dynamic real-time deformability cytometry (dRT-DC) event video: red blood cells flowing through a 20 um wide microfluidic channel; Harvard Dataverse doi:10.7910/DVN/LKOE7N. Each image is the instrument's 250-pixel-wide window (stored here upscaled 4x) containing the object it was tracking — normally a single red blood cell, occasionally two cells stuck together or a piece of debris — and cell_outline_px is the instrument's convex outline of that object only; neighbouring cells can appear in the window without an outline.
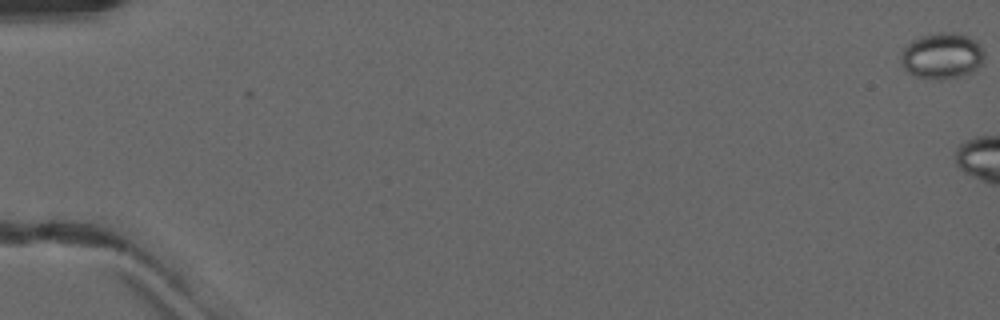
{"species": "common noctule bat (a hibernating species)", "species_latin": "Nyctalus noctula", "temperature_condition": "warm", "stored_images_in_passage": 2, "camera_frame_rate_fps": 3000, "um_per_image_px": 0.085, "animal": {"sex": "male", "forearm_length_mm": 52.5}, "frame": {"image": 1, "passage_image": 2, "time_ms": 0.333, "image_size_px": [1000, 320], "cell_outline_px": [[984, 60], [972, 72], [960, 76], [944, 80], [940, 80], [912, 76], [904, 68], [900, 60], [900, 52], [912, 40], [924, 36], [940, 32], [956, 32], [968, 36], [980, 44], [984, 52]], "centroid_in_image_um": [80.06, 4.76], "position_along_channel_um": 4.9, "area_um2": 22.54}}